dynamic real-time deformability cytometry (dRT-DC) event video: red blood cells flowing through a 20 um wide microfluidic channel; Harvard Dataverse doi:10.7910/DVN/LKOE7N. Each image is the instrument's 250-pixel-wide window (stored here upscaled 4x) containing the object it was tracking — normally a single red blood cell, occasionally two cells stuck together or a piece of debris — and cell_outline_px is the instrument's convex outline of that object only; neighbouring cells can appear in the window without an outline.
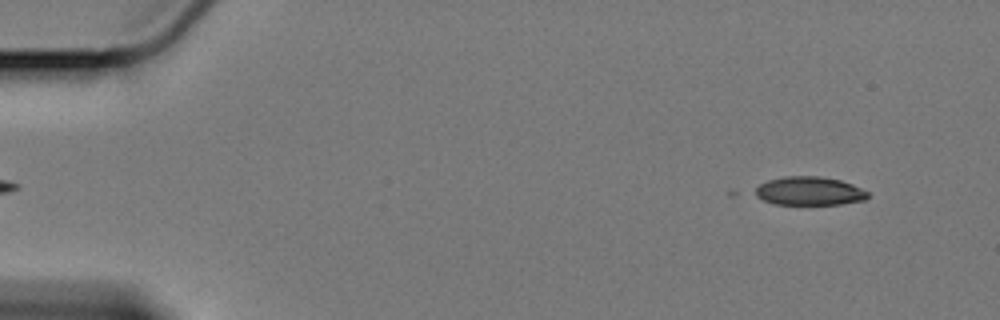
{"species": "Egyptian fruit bat (a non-hibernating species)", "species_latin": "Rousettus aegyptiacus", "temperature_condition": "cold", "stored_images_in_passage": 6, "camera_frame_rate_fps": 3000, "um_per_image_px": 0.085, "animal": {"sex": "female"}, "frame": {"image": 1, "passage_image": 4, "time_ms": 1.0, "image_size_px": [1000, 320], "cell_outline_px": [[868, 196], [864, 200], [840, 204], [772, 204], [748, 192], [760, 184], [768, 180], [784, 176], [820, 176], [840, 180], [852, 184], [868, 192]], "centroid_in_image_um": [68.71, 16.23], "position_along_channel_um": 16.3, "area_um2": 18.9}}